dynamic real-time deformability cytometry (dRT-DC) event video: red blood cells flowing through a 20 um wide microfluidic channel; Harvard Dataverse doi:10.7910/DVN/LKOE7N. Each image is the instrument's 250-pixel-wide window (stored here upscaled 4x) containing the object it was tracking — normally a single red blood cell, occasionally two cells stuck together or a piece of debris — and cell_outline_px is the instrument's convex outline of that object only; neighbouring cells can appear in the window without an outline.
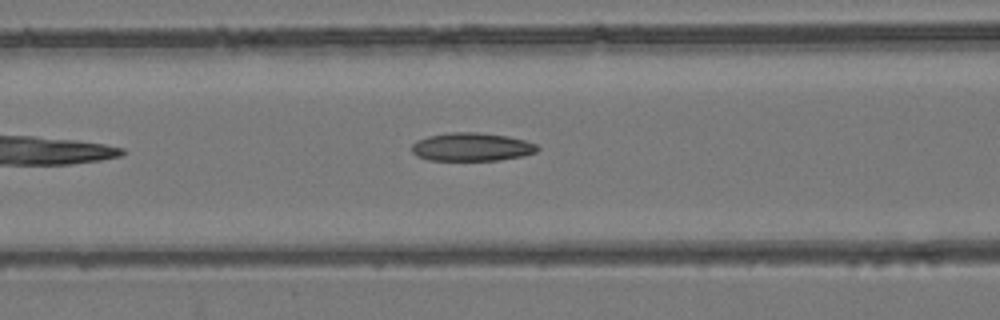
{"species": "common noctule bat (a hibernating species)", "species_latin": "Nyctalus noctula", "temperature_condition": "room temperature", "stored_images_in_passage": 4, "camera_frame_rate_fps": 3000, "um_per_image_px": 0.085, "animal": {"sex": "female", "body_mass_g": 24.6, "forearm_length_mm": 56.2}, "frame": {"image": 1, "passage_image": 4, "time_ms": 3.667, "image_size_px": [1000, 320], "cell_outline_px": [[540, 148], [536, 152], [524, 156], [500, 160], [428, 160], [416, 156], [412, 152], [412, 144], [416, 140], [428, 136], [452, 132], [476, 132], [508, 136], [524, 140], [536, 144]], "centroid_in_image_um": [40.09, 12.49], "position_along_channel_um": 126.5, "area_um2": 20.81}}